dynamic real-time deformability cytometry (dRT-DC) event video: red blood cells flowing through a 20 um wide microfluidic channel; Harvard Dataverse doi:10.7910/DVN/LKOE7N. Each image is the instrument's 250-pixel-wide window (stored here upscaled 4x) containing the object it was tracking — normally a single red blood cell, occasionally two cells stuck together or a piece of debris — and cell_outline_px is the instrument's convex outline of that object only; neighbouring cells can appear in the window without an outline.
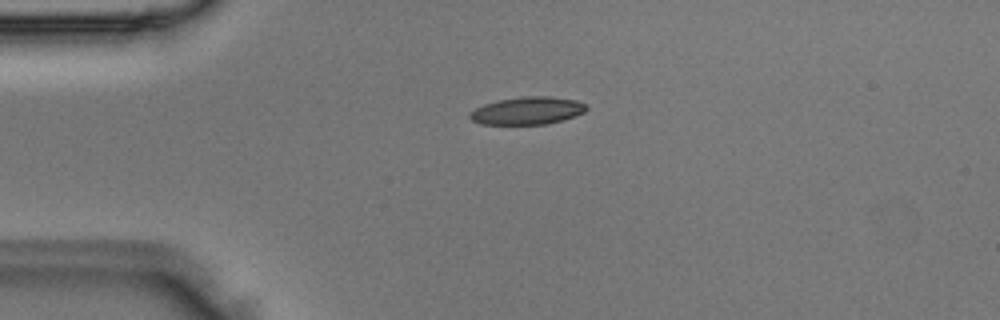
{"species": "Egyptian fruit bat (a non-hibernating species)", "species_latin": "Rousettus aegyptiacus", "temperature_condition": "room temperature", "stored_images_in_passage": 1, "camera_frame_rate_fps": 3000, "um_per_image_px": 0.085, "animal": {"sex": "male"}, "frame": {"image": 1, "passage_image": 1, "time_ms": 0.0, "image_size_px": [1000, 320], "cell_outline_px": [[588, 108], [584, 112], [576, 116], [548, 124], [480, 124], [472, 120], [468, 116], [468, 112], [484, 104], [496, 100], [524, 96], [548, 96], [576, 100], [584, 104]], "centroid_in_image_um": [44.8, 9.41], "position_along_channel_um": 40.2, "area_um2": 18.84}}